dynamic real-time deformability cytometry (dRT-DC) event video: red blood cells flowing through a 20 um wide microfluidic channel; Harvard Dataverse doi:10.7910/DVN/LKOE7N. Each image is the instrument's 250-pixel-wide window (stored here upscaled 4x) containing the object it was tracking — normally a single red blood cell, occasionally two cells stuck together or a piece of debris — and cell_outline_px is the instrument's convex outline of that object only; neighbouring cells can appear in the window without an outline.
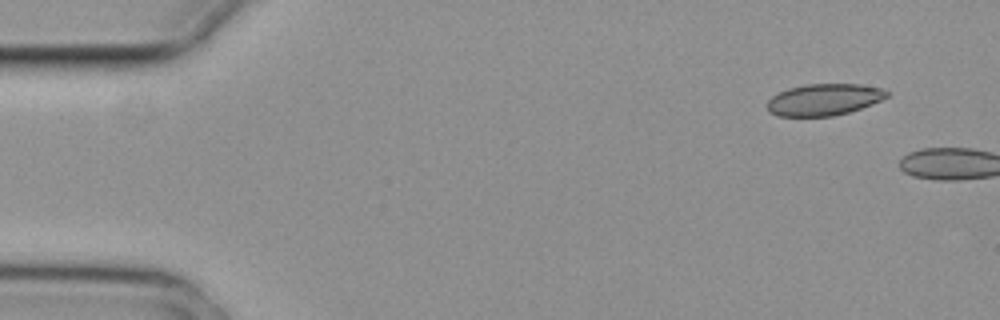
{"species": "common noctule bat (a hibernating species)", "species_latin": "Nyctalus noctula", "temperature_condition": "cold", "stored_images_in_passage": 2, "camera_frame_rate_fps": 3000, "um_per_image_px": 0.085, "animal": {"sex": "female", "body_mass_g": 29.2, "forearm_length_mm": 56.3}, "frame": {"image": 1, "passage_image": 1, "time_ms": 0.0, "image_size_px": [1000, 320], "cell_outline_px": [[888, 96], [872, 104], [848, 112], [832, 116], [776, 116], [768, 112], [764, 104], [772, 96], [788, 88], [804, 84], [860, 84], [880, 88], [888, 92]], "centroid_in_image_um": [69.97, 8.47], "position_along_channel_um": 15.0, "area_um2": 22.14}}